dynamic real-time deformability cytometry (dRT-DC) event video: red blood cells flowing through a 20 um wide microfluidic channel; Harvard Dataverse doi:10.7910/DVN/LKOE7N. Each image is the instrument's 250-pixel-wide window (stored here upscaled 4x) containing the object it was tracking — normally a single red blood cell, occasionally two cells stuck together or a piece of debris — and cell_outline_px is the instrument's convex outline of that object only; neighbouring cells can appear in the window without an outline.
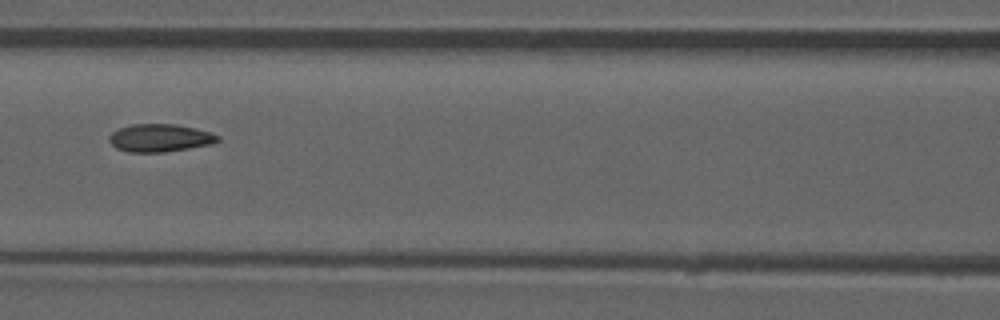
{"species": "common noctule bat (a hibernating species)", "species_latin": "Nyctalus noctula", "temperature_condition": "room temperature", "stored_images_in_passage": 52, "camera_frame_rate_fps": 3000, "um_per_image_px": 0.085, "animal": {"sex": "male", "forearm_length_mm": 52.5}, "frame": {"image": 1, "passage_image": 23, "time_ms": 7.333, "image_size_px": [1000, 320], "cell_outline_px": [[220, 140], [212, 144], [164, 152], [128, 152], [116, 148], [108, 140], [108, 136], [112, 132], [120, 128], [132, 124], [176, 124], [196, 128], [220, 136]], "centroid_in_image_um": [13.58, 11.72], "position_along_channel_um": 153.0, "area_um2": 17.57}, "authors_computed_cell_mechanics": {"area_um2": 17.5712, "velocity_mm_per_s": 3.9155, "shape_relaxation_time_tau1_ms": null, "shape_relaxation_time_tau2_ms": 2.2823, "deformation_change_tau1": null, "deformation_change_tau2": 0.0824}}